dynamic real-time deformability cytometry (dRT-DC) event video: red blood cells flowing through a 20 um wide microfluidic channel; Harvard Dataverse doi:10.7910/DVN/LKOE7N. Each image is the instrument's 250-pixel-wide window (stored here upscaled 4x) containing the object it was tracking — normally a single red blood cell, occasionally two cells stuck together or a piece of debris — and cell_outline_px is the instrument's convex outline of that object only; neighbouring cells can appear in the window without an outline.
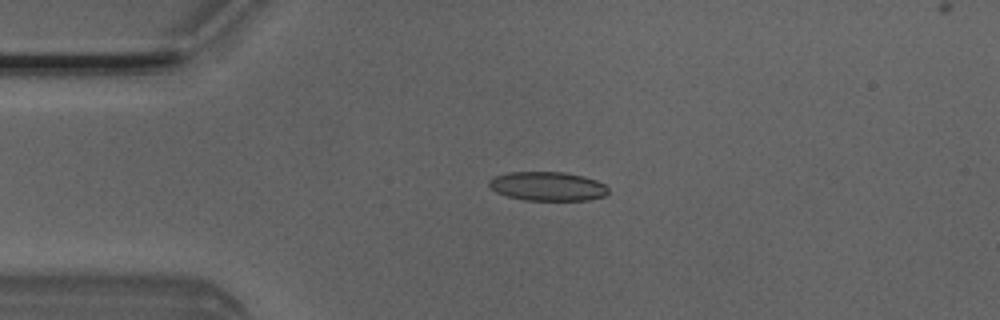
{"species": "Egyptian fruit bat (a non-hibernating species)", "species_latin": "Rousettus aegyptiacus", "temperature_condition": "room temperature", "stored_images_in_passage": 8, "camera_frame_rate_fps": 3000, "um_per_image_px": 0.085, "animal": {"sex": "male"}, "frame": {"image": 1, "passage_image": 4, "time_ms": 1.0, "image_size_px": [1000, 320], "cell_outline_px": [[608, 192], [604, 196], [588, 200], [524, 200], [508, 196], [496, 192], [488, 184], [488, 180], [492, 176], [508, 172], [564, 172], [584, 176], [596, 180], [604, 184], [608, 188]], "centroid_in_image_um": [46.53, 15.82], "position_along_channel_um": 38.5, "area_um2": 20.23}}